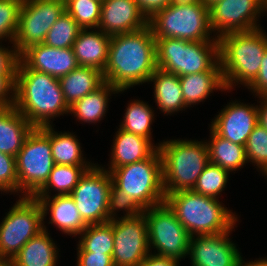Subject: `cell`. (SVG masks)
<instances>
[{"label": "cell", "mask_w": 267, "mask_h": 266, "mask_svg": "<svg viewBox=\"0 0 267 266\" xmlns=\"http://www.w3.org/2000/svg\"><path fill=\"white\" fill-rule=\"evenodd\" d=\"M147 223L149 249L157 255L181 261L188 255L190 235L166 202L143 211Z\"/></svg>", "instance_id": "obj_11"}, {"label": "cell", "mask_w": 267, "mask_h": 266, "mask_svg": "<svg viewBox=\"0 0 267 266\" xmlns=\"http://www.w3.org/2000/svg\"><path fill=\"white\" fill-rule=\"evenodd\" d=\"M113 179L110 172L93 164L80 177L70 196L83 221L89 224L109 222L108 196Z\"/></svg>", "instance_id": "obj_12"}, {"label": "cell", "mask_w": 267, "mask_h": 266, "mask_svg": "<svg viewBox=\"0 0 267 266\" xmlns=\"http://www.w3.org/2000/svg\"><path fill=\"white\" fill-rule=\"evenodd\" d=\"M113 182L143 210L165 202L162 159L157 149L149 158L111 172Z\"/></svg>", "instance_id": "obj_7"}, {"label": "cell", "mask_w": 267, "mask_h": 266, "mask_svg": "<svg viewBox=\"0 0 267 266\" xmlns=\"http://www.w3.org/2000/svg\"><path fill=\"white\" fill-rule=\"evenodd\" d=\"M102 0H65V10L82 29L98 28Z\"/></svg>", "instance_id": "obj_35"}, {"label": "cell", "mask_w": 267, "mask_h": 266, "mask_svg": "<svg viewBox=\"0 0 267 266\" xmlns=\"http://www.w3.org/2000/svg\"><path fill=\"white\" fill-rule=\"evenodd\" d=\"M78 252L104 253L112 257L114 250L113 220L102 224H89L79 234Z\"/></svg>", "instance_id": "obj_32"}, {"label": "cell", "mask_w": 267, "mask_h": 266, "mask_svg": "<svg viewBox=\"0 0 267 266\" xmlns=\"http://www.w3.org/2000/svg\"><path fill=\"white\" fill-rule=\"evenodd\" d=\"M240 266H267V258H261L260 260H254V262L251 261L249 263H246L244 260H242Z\"/></svg>", "instance_id": "obj_49"}, {"label": "cell", "mask_w": 267, "mask_h": 266, "mask_svg": "<svg viewBox=\"0 0 267 266\" xmlns=\"http://www.w3.org/2000/svg\"><path fill=\"white\" fill-rule=\"evenodd\" d=\"M220 0H202V2L209 8L214 3L218 2Z\"/></svg>", "instance_id": "obj_50"}, {"label": "cell", "mask_w": 267, "mask_h": 266, "mask_svg": "<svg viewBox=\"0 0 267 266\" xmlns=\"http://www.w3.org/2000/svg\"><path fill=\"white\" fill-rule=\"evenodd\" d=\"M259 98L262 103L258 107V123L267 130V97Z\"/></svg>", "instance_id": "obj_47"}, {"label": "cell", "mask_w": 267, "mask_h": 266, "mask_svg": "<svg viewBox=\"0 0 267 266\" xmlns=\"http://www.w3.org/2000/svg\"><path fill=\"white\" fill-rule=\"evenodd\" d=\"M232 230L221 234L190 237L188 255L192 266H240L243 260L236 245L230 241Z\"/></svg>", "instance_id": "obj_16"}, {"label": "cell", "mask_w": 267, "mask_h": 266, "mask_svg": "<svg viewBox=\"0 0 267 266\" xmlns=\"http://www.w3.org/2000/svg\"><path fill=\"white\" fill-rule=\"evenodd\" d=\"M0 191L17 192L16 157L0 152Z\"/></svg>", "instance_id": "obj_40"}, {"label": "cell", "mask_w": 267, "mask_h": 266, "mask_svg": "<svg viewBox=\"0 0 267 266\" xmlns=\"http://www.w3.org/2000/svg\"><path fill=\"white\" fill-rule=\"evenodd\" d=\"M20 60L32 70L60 78L79 67L72 48H54L44 43L29 46Z\"/></svg>", "instance_id": "obj_19"}, {"label": "cell", "mask_w": 267, "mask_h": 266, "mask_svg": "<svg viewBox=\"0 0 267 266\" xmlns=\"http://www.w3.org/2000/svg\"><path fill=\"white\" fill-rule=\"evenodd\" d=\"M150 81L154 82L155 102L163 113L173 114L187 107L178 75L157 68L149 78Z\"/></svg>", "instance_id": "obj_27"}, {"label": "cell", "mask_w": 267, "mask_h": 266, "mask_svg": "<svg viewBox=\"0 0 267 266\" xmlns=\"http://www.w3.org/2000/svg\"><path fill=\"white\" fill-rule=\"evenodd\" d=\"M113 142L111 163L108 172L121 166L149 158L159 146L142 136L128 133L119 128Z\"/></svg>", "instance_id": "obj_22"}, {"label": "cell", "mask_w": 267, "mask_h": 266, "mask_svg": "<svg viewBox=\"0 0 267 266\" xmlns=\"http://www.w3.org/2000/svg\"><path fill=\"white\" fill-rule=\"evenodd\" d=\"M14 107L34 127L49 126V119L70 111L59 78L29 69L21 60L16 72Z\"/></svg>", "instance_id": "obj_2"}, {"label": "cell", "mask_w": 267, "mask_h": 266, "mask_svg": "<svg viewBox=\"0 0 267 266\" xmlns=\"http://www.w3.org/2000/svg\"><path fill=\"white\" fill-rule=\"evenodd\" d=\"M57 255L56 245L43 221V230L32 237L10 262L11 266H56Z\"/></svg>", "instance_id": "obj_24"}, {"label": "cell", "mask_w": 267, "mask_h": 266, "mask_svg": "<svg viewBox=\"0 0 267 266\" xmlns=\"http://www.w3.org/2000/svg\"><path fill=\"white\" fill-rule=\"evenodd\" d=\"M111 36L97 28V31L81 29L72 49L79 66L104 71L108 60Z\"/></svg>", "instance_id": "obj_21"}, {"label": "cell", "mask_w": 267, "mask_h": 266, "mask_svg": "<svg viewBox=\"0 0 267 266\" xmlns=\"http://www.w3.org/2000/svg\"><path fill=\"white\" fill-rule=\"evenodd\" d=\"M148 25V19L134 0H102L98 25L108 36L139 31Z\"/></svg>", "instance_id": "obj_18"}, {"label": "cell", "mask_w": 267, "mask_h": 266, "mask_svg": "<svg viewBox=\"0 0 267 266\" xmlns=\"http://www.w3.org/2000/svg\"><path fill=\"white\" fill-rule=\"evenodd\" d=\"M264 9V0H220L209 7L211 30L222 35L261 28L257 18ZM258 15V17H257Z\"/></svg>", "instance_id": "obj_15"}, {"label": "cell", "mask_w": 267, "mask_h": 266, "mask_svg": "<svg viewBox=\"0 0 267 266\" xmlns=\"http://www.w3.org/2000/svg\"><path fill=\"white\" fill-rule=\"evenodd\" d=\"M50 125V144L54 164L92 165L84 161L79 140L72 133H57Z\"/></svg>", "instance_id": "obj_31"}, {"label": "cell", "mask_w": 267, "mask_h": 266, "mask_svg": "<svg viewBox=\"0 0 267 266\" xmlns=\"http://www.w3.org/2000/svg\"><path fill=\"white\" fill-rule=\"evenodd\" d=\"M218 39L225 89H231L235 82L248 86L259 73L267 49L266 32L258 28L225 34Z\"/></svg>", "instance_id": "obj_3"}, {"label": "cell", "mask_w": 267, "mask_h": 266, "mask_svg": "<svg viewBox=\"0 0 267 266\" xmlns=\"http://www.w3.org/2000/svg\"><path fill=\"white\" fill-rule=\"evenodd\" d=\"M15 80L16 76H0V107L14 106Z\"/></svg>", "instance_id": "obj_43"}, {"label": "cell", "mask_w": 267, "mask_h": 266, "mask_svg": "<svg viewBox=\"0 0 267 266\" xmlns=\"http://www.w3.org/2000/svg\"><path fill=\"white\" fill-rule=\"evenodd\" d=\"M93 165L55 164L44 186L33 197H49V189H56L57 195H70L80 177Z\"/></svg>", "instance_id": "obj_30"}, {"label": "cell", "mask_w": 267, "mask_h": 266, "mask_svg": "<svg viewBox=\"0 0 267 266\" xmlns=\"http://www.w3.org/2000/svg\"><path fill=\"white\" fill-rule=\"evenodd\" d=\"M255 95L267 97V49L263 55L261 67L256 78L247 86Z\"/></svg>", "instance_id": "obj_44"}, {"label": "cell", "mask_w": 267, "mask_h": 266, "mask_svg": "<svg viewBox=\"0 0 267 266\" xmlns=\"http://www.w3.org/2000/svg\"><path fill=\"white\" fill-rule=\"evenodd\" d=\"M19 198L0 224V258L9 261L43 230V212L38 200Z\"/></svg>", "instance_id": "obj_10"}, {"label": "cell", "mask_w": 267, "mask_h": 266, "mask_svg": "<svg viewBox=\"0 0 267 266\" xmlns=\"http://www.w3.org/2000/svg\"><path fill=\"white\" fill-rule=\"evenodd\" d=\"M81 29L71 15L65 11L52 25L43 43L54 48H72Z\"/></svg>", "instance_id": "obj_34"}, {"label": "cell", "mask_w": 267, "mask_h": 266, "mask_svg": "<svg viewBox=\"0 0 267 266\" xmlns=\"http://www.w3.org/2000/svg\"><path fill=\"white\" fill-rule=\"evenodd\" d=\"M230 102L212 121L211 129L220 137L246 145L252 130L258 124V105Z\"/></svg>", "instance_id": "obj_17"}, {"label": "cell", "mask_w": 267, "mask_h": 266, "mask_svg": "<svg viewBox=\"0 0 267 266\" xmlns=\"http://www.w3.org/2000/svg\"><path fill=\"white\" fill-rule=\"evenodd\" d=\"M211 140L206 142L209 152V161L231 172L243 167L248 162L243 145L218 136L210 129Z\"/></svg>", "instance_id": "obj_28"}, {"label": "cell", "mask_w": 267, "mask_h": 266, "mask_svg": "<svg viewBox=\"0 0 267 266\" xmlns=\"http://www.w3.org/2000/svg\"><path fill=\"white\" fill-rule=\"evenodd\" d=\"M180 85L185 105L200 103L213 90H226L222 78L220 62L210 71L180 76Z\"/></svg>", "instance_id": "obj_25"}, {"label": "cell", "mask_w": 267, "mask_h": 266, "mask_svg": "<svg viewBox=\"0 0 267 266\" xmlns=\"http://www.w3.org/2000/svg\"><path fill=\"white\" fill-rule=\"evenodd\" d=\"M0 266H11V262L9 260L0 258Z\"/></svg>", "instance_id": "obj_51"}, {"label": "cell", "mask_w": 267, "mask_h": 266, "mask_svg": "<svg viewBox=\"0 0 267 266\" xmlns=\"http://www.w3.org/2000/svg\"><path fill=\"white\" fill-rule=\"evenodd\" d=\"M34 126L14 107H0V152L18 155Z\"/></svg>", "instance_id": "obj_23"}, {"label": "cell", "mask_w": 267, "mask_h": 266, "mask_svg": "<svg viewBox=\"0 0 267 266\" xmlns=\"http://www.w3.org/2000/svg\"><path fill=\"white\" fill-rule=\"evenodd\" d=\"M38 200L43 212V220L50 211V222L55 224L62 232L79 235L87 224L81 218L74 199L70 195H57L51 197H33Z\"/></svg>", "instance_id": "obj_20"}, {"label": "cell", "mask_w": 267, "mask_h": 266, "mask_svg": "<svg viewBox=\"0 0 267 266\" xmlns=\"http://www.w3.org/2000/svg\"><path fill=\"white\" fill-rule=\"evenodd\" d=\"M121 93L116 87L105 82L95 91L85 95L70 106L69 113H73L77 119L87 123H95L102 120L108 108L110 93Z\"/></svg>", "instance_id": "obj_29"}, {"label": "cell", "mask_w": 267, "mask_h": 266, "mask_svg": "<svg viewBox=\"0 0 267 266\" xmlns=\"http://www.w3.org/2000/svg\"><path fill=\"white\" fill-rule=\"evenodd\" d=\"M23 0H0V40L13 44L18 29L19 11Z\"/></svg>", "instance_id": "obj_38"}, {"label": "cell", "mask_w": 267, "mask_h": 266, "mask_svg": "<svg viewBox=\"0 0 267 266\" xmlns=\"http://www.w3.org/2000/svg\"><path fill=\"white\" fill-rule=\"evenodd\" d=\"M244 147L248 162L256 164L267 175V130L258 123Z\"/></svg>", "instance_id": "obj_37"}, {"label": "cell", "mask_w": 267, "mask_h": 266, "mask_svg": "<svg viewBox=\"0 0 267 266\" xmlns=\"http://www.w3.org/2000/svg\"><path fill=\"white\" fill-rule=\"evenodd\" d=\"M77 266H114L112 257L104 253L78 252Z\"/></svg>", "instance_id": "obj_42"}, {"label": "cell", "mask_w": 267, "mask_h": 266, "mask_svg": "<svg viewBox=\"0 0 267 266\" xmlns=\"http://www.w3.org/2000/svg\"><path fill=\"white\" fill-rule=\"evenodd\" d=\"M139 10L149 20L157 12L170 5V0H134Z\"/></svg>", "instance_id": "obj_45"}, {"label": "cell", "mask_w": 267, "mask_h": 266, "mask_svg": "<svg viewBox=\"0 0 267 266\" xmlns=\"http://www.w3.org/2000/svg\"><path fill=\"white\" fill-rule=\"evenodd\" d=\"M229 171L223 169L218 165L209 163L198 177L196 185L192 189L194 192L217 198V196L224 190L227 183Z\"/></svg>", "instance_id": "obj_36"}, {"label": "cell", "mask_w": 267, "mask_h": 266, "mask_svg": "<svg viewBox=\"0 0 267 266\" xmlns=\"http://www.w3.org/2000/svg\"><path fill=\"white\" fill-rule=\"evenodd\" d=\"M59 81L69 107L105 83L102 71L81 66L60 77Z\"/></svg>", "instance_id": "obj_26"}, {"label": "cell", "mask_w": 267, "mask_h": 266, "mask_svg": "<svg viewBox=\"0 0 267 266\" xmlns=\"http://www.w3.org/2000/svg\"><path fill=\"white\" fill-rule=\"evenodd\" d=\"M157 69L156 39L149 25L131 33L111 36L105 82L118 90L149 82Z\"/></svg>", "instance_id": "obj_1"}, {"label": "cell", "mask_w": 267, "mask_h": 266, "mask_svg": "<svg viewBox=\"0 0 267 266\" xmlns=\"http://www.w3.org/2000/svg\"><path fill=\"white\" fill-rule=\"evenodd\" d=\"M114 266H137L150 253L144 213L113 219Z\"/></svg>", "instance_id": "obj_14"}, {"label": "cell", "mask_w": 267, "mask_h": 266, "mask_svg": "<svg viewBox=\"0 0 267 266\" xmlns=\"http://www.w3.org/2000/svg\"><path fill=\"white\" fill-rule=\"evenodd\" d=\"M179 260L149 253L137 266H178Z\"/></svg>", "instance_id": "obj_46"}, {"label": "cell", "mask_w": 267, "mask_h": 266, "mask_svg": "<svg viewBox=\"0 0 267 266\" xmlns=\"http://www.w3.org/2000/svg\"><path fill=\"white\" fill-rule=\"evenodd\" d=\"M65 11V0H23L12 47L21 54L29 46L43 43L52 25Z\"/></svg>", "instance_id": "obj_13"}, {"label": "cell", "mask_w": 267, "mask_h": 266, "mask_svg": "<svg viewBox=\"0 0 267 266\" xmlns=\"http://www.w3.org/2000/svg\"><path fill=\"white\" fill-rule=\"evenodd\" d=\"M264 9L267 10V0H264Z\"/></svg>", "instance_id": "obj_52"}, {"label": "cell", "mask_w": 267, "mask_h": 266, "mask_svg": "<svg viewBox=\"0 0 267 266\" xmlns=\"http://www.w3.org/2000/svg\"><path fill=\"white\" fill-rule=\"evenodd\" d=\"M155 38L213 41L209 8L205 4L169 5L148 20ZM212 38V39H211Z\"/></svg>", "instance_id": "obj_9"}, {"label": "cell", "mask_w": 267, "mask_h": 266, "mask_svg": "<svg viewBox=\"0 0 267 266\" xmlns=\"http://www.w3.org/2000/svg\"><path fill=\"white\" fill-rule=\"evenodd\" d=\"M158 146L165 195L192 190L198 177L210 163L206 142L174 139L164 141Z\"/></svg>", "instance_id": "obj_5"}, {"label": "cell", "mask_w": 267, "mask_h": 266, "mask_svg": "<svg viewBox=\"0 0 267 266\" xmlns=\"http://www.w3.org/2000/svg\"><path fill=\"white\" fill-rule=\"evenodd\" d=\"M156 39L157 68L184 76L212 70L219 62V39L188 41L176 38Z\"/></svg>", "instance_id": "obj_6"}, {"label": "cell", "mask_w": 267, "mask_h": 266, "mask_svg": "<svg viewBox=\"0 0 267 266\" xmlns=\"http://www.w3.org/2000/svg\"><path fill=\"white\" fill-rule=\"evenodd\" d=\"M20 54L14 47L13 50L0 45V76H16Z\"/></svg>", "instance_id": "obj_41"}, {"label": "cell", "mask_w": 267, "mask_h": 266, "mask_svg": "<svg viewBox=\"0 0 267 266\" xmlns=\"http://www.w3.org/2000/svg\"><path fill=\"white\" fill-rule=\"evenodd\" d=\"M125 210L124 217H134L143 213V209L126 192L120 189L114 182L111 184L108 196V218L115 219L116 210Z\"/></svg>", "instance_id": "obj_39"}, {"label": "cell", "mask_w": 267, "mask_h": 266, "mask_svg": "<svg viewBox=\"0 0 267 266\" xmlns=\"http://www.w3.org/2000/svg\"><path fill=\"white\" fill-rule=\"evenodd\" d=\"M194 4H204L202 0H170L172 6H185Z\"/></svg>", "instance_id": "obj_48"}, {"label": "cell", "mask_w": 267, "mask_h": 266, "mask_svg": "<svg viewBox=\"0 0 267 266\" xmlns=\"http://www.w3.org/2000/svg\"><path fill=\"white\" fill-rule=\"evenodd\" d=\"M50 125L34 127L16 156L18 191L33 197L46 183L54 167Z\"/></svg>", "instance_id": "obj_8"}, {"label": "cell", "mask_w": 267, "mask_h": 266, "mask_svg": "<svg viewBox=\"0 0 267 266\" xmlns=\"http://www.w3.org/2000/svg\"><path fill=\"white\" fill-rule=\"evenodd\" d=\"M165 202L190 236L221 234L234 229L237 221V217L218 198L204 196L193 190L168 194Z\"/></svg>", "instance_id": "obj_4"}, {"label": "cell", "mask_w": 267, "mask_h": 266, "mask_svg": "<svg viewBox=\"0 0 267 266\" xmlns=\"http://www.w3.org/2000/svg\"><path fill=\"white\" fill-rule=\"evenodd\" d=\"M126 109L124 119L119 126L120 129L151 141L150 127L154 118V112L151 107L143 101L135 100L128 104Z\"/></svg>", "instance_id": "obj_33"}]
</instances>
